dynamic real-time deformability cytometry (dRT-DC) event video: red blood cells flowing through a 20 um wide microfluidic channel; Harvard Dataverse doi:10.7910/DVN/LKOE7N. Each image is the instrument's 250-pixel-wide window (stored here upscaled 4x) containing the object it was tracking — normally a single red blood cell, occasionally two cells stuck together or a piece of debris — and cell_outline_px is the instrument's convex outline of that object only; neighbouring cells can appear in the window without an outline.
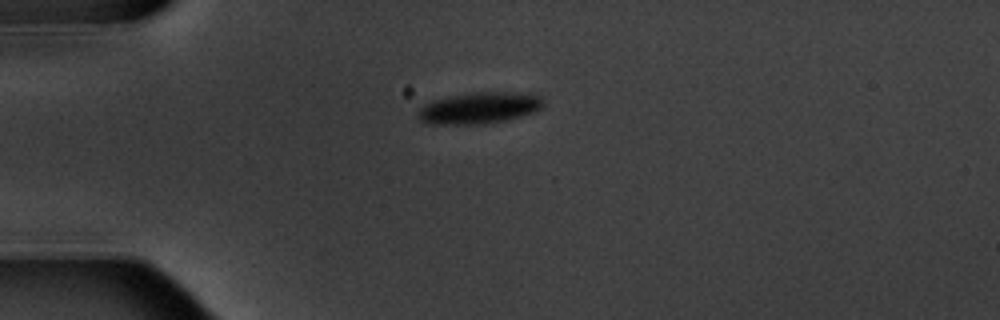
{"species": "common noctule bat (a hibernating species)", "species_latin": "Nyctalus noctula", "temperature_condition": "warm", "stored_images_in_passage": 1, "camera_frame_rate_fps": 3000, "um_per_image_px": 0.085, "animal": {"sex": "male", "body_mass_g": 20.1, "forearm_length_mm": 53.5}, "frame": {"image": 1, "passage_image": 1, "time_ms": 0.0, "image_size_px": [1000, 320], "cell_outline_px": [[544, 104], [540, 108], [532, 112], [520, 116], [488, 124], [424, 124], [416, 116], [416, 112], [424, 104], [432, 100], [448, 96], [476, 92], [508, 92], [540, 96], [544, 100]], "centroid_in_image_um": [40.65, 9.19], "position_along_channel_um": 44.4, "area_um2": 23.0}}